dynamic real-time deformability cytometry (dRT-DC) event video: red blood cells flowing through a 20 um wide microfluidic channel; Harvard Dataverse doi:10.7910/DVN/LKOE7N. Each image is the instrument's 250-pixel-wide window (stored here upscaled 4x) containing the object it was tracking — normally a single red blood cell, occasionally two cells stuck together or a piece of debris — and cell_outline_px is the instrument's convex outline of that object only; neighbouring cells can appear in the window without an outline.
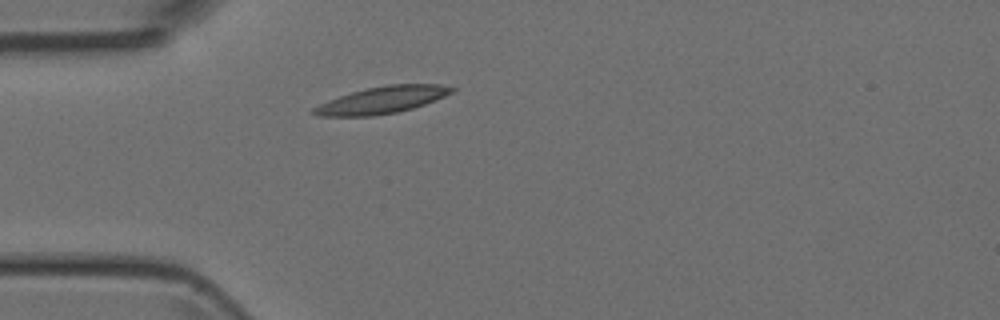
{"species": "Egyptian fruit bat (a non-hibernating species)", "species_latin": "Rousettus aegyptiacus", "temperature_condition": "room temperature", "stored_images_in_passage": 31, "camera_frame_rate_fps": 3000, "um_per_image_px": 0.085, "animal": {"sex": "female"}, "frame": {"image": 1, "passage_image": 1, "time_ms": 0.0, "image_size_px": [1000, 320], "cell_outline_px": [[456, 88], [452, 92], [444, 96], [424, 104], [412, 108], [396, 112], [372, 116], [316, 116], [312, 112], [312, 108], [328, 100], [352, 92], [368, 88], [388, 84], [440, 84]], "centroid_in_image_um": [32.46, 8.5], "position_along_channel_um": 52.5, "area_um2": 21.39}}
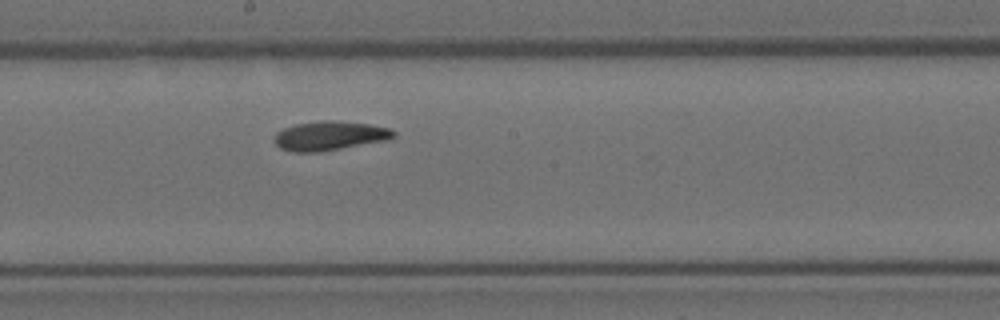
{"frame": {"image": 2, "passage_image": 14, "time_ms": 4.333, "image_size_px": [1000, 320], "cell_outline_px": [[396, 136], [388, 140], [316, 152], [292, 152], [280, 148], [272, 140], [272, 136], [276, 132], [284, 128], [296, 124], [320, 120], [336, 120], [368, 124], [388, 128], [396, 132]], "centroid_in_image_um": [27.98, 11.53], "position_along_channel_um": 220.2, "area_um2": 20.35}}
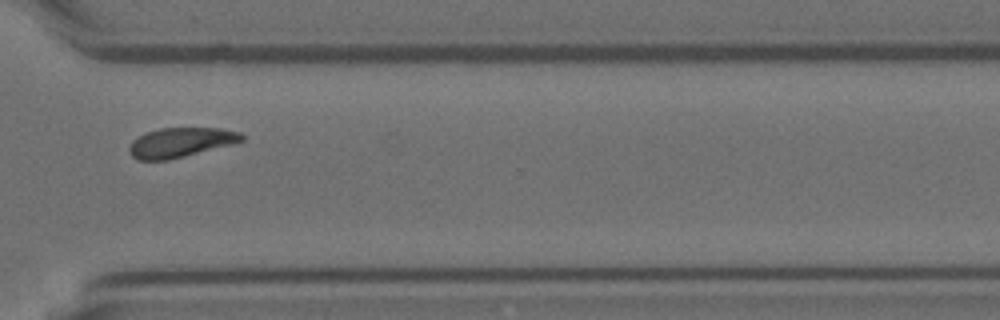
{"frame": {"image": 3, "passage_image": 24, "time_ms": 7.667, "image_size_px": [1000, 320], "cell_outline_px": [[244, 140], [232, 144], [168, 160], [136, 160], [128, 152], [128, 148], [132, 140], [148, 132], [160, 128], [220, 128], [240, 132], [244, 136]], "centroid_in_image_um": [15.34, 12.11], "position_along_channel_um": 355.3, "area_um2": 19.31}}